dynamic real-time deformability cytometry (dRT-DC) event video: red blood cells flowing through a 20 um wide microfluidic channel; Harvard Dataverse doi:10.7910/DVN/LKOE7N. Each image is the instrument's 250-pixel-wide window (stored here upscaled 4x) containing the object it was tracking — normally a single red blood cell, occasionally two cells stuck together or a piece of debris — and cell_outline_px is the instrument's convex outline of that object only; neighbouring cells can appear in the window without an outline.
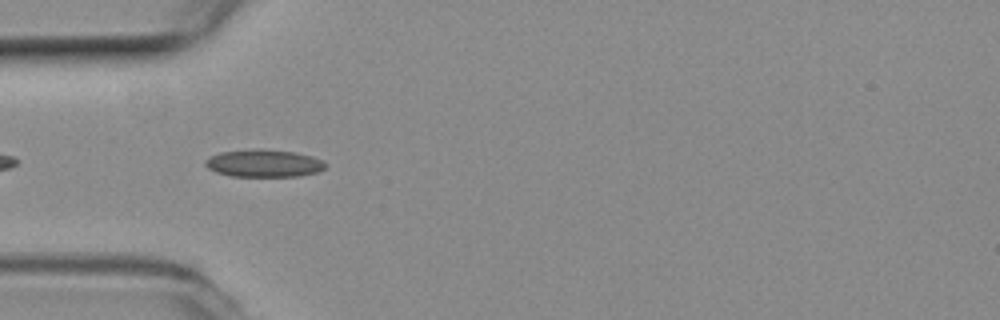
{"species": "common noctule bat (a hibernating species)", "species_latin": "Nyctalus noctula", "temperature_condition": "room temperature", "stored_images_in_passage": 8, "camera_frame_rate_fps": 3000, "um_per_image_px": 0.085, "animal": {"sex": "female", "body_mass_g": 19.3, "forearm_length_mm": 54.1}, "frame": {"image": 1, "passage_image": 4, "time_ms": 1.0, "image_size_px": [1000, 320], "cell_outline_px": [[328, 164], [324, 168], [316, 172], [300, 176], [232, 176], [216, 172], [208, 168], [204, 164], [204, 160], [208, 156], [220, 152], [296, 152], [312, 156], [324, 160]], "centroid_in_image_um": [22.45, 13.93], "position_along_channel_um": 62.5, "area_um2": 18.38}}
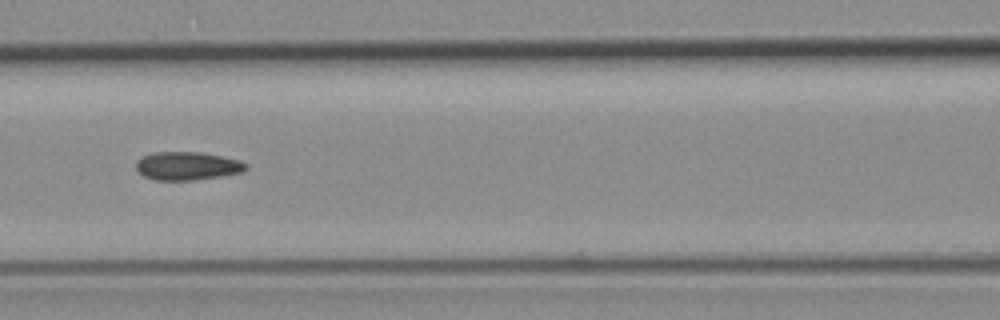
{"frame": {"image": 2, "passage_image": 6, "time_ms": 1.667, "image_size_px": [1000, 320], "cell_outline_px": [[248, 168], [244, 172], [196, 180], [156, 180], [144, 176], [136, 168], [136, 160], [140, 156], [156, 152], [200, 152], [240, 160], [248, 164]], "centroid_in_image_um": [15.93, 14.1], "position_along_channel_um": 150.7, "area_um2": 18.21}}
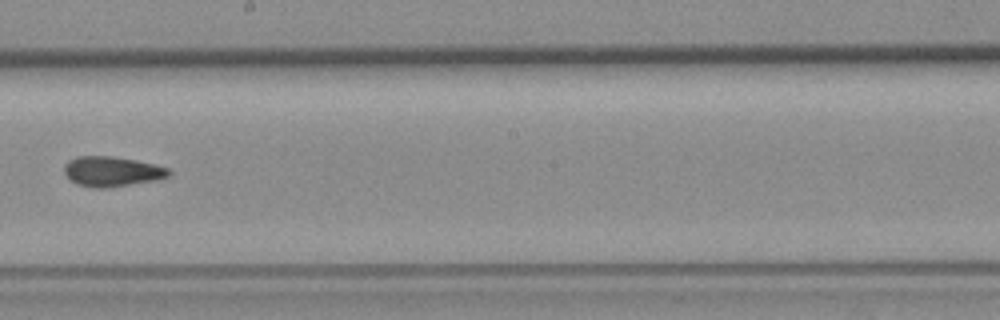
{"frame": {"image": 3, "passage_image": 8, "time_ms": 2.333, "image_size_px": [1000, 320], "cell_outline_px": [[172, 172], [168, 176], [156, 180], [108, 188], [92, 188], [76, 184], [64, 172], [64, 164], [68, 160], [76, 156], [112, 156], [136, 160], [168, 168]], "centroid_in_image_um": [9.49, 14.57], "position_along_channel_um": 238.7, "area_um2": 18.32}}